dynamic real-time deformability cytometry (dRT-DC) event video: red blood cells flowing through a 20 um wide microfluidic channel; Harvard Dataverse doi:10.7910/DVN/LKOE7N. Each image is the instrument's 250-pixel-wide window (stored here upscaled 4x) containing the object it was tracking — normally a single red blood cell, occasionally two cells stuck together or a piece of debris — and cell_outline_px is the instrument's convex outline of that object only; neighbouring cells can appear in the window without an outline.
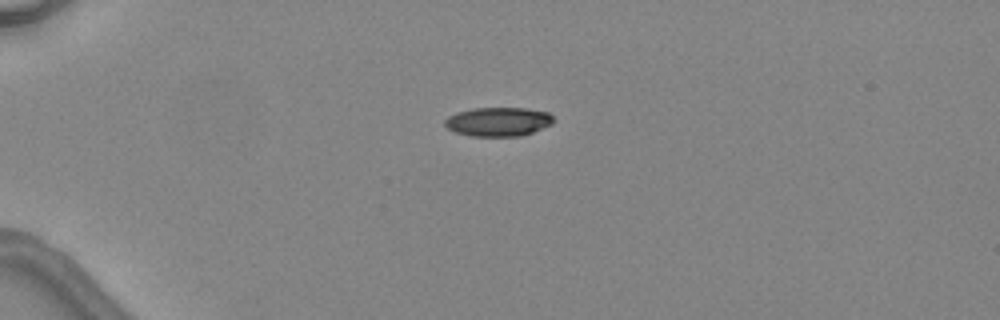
{"species": "common noctule bat (a hibernating species)", "species_latin": "Nyctalus noctula", "temperature_condition": "warm", "stored_images_in_passage": 2, "camera_frame_rate_fps": 3000, "um_per_image_px": 0.085, "animal": {"sex": "female", "body_mass_g": 24.6, "forearm_length_mm": 56.2}, "frame": {"image": 1, "passage_image": 1, "time_ms": 0.0, "image_size_px": [1000, 320], "cell_outline_px": [[556, 120], [552, 124], [532, 132], [520, 136], [472, 136], [456, 132], [448, 128], [444, 124], [444, 120], [448, 116], [456, 112], [472, 108], [528, 108], [548, 112]], "centroid_in_image_um": [42.36, 10.33], "position_along_channel_um": 42.6, "area_um2": 18.44}}